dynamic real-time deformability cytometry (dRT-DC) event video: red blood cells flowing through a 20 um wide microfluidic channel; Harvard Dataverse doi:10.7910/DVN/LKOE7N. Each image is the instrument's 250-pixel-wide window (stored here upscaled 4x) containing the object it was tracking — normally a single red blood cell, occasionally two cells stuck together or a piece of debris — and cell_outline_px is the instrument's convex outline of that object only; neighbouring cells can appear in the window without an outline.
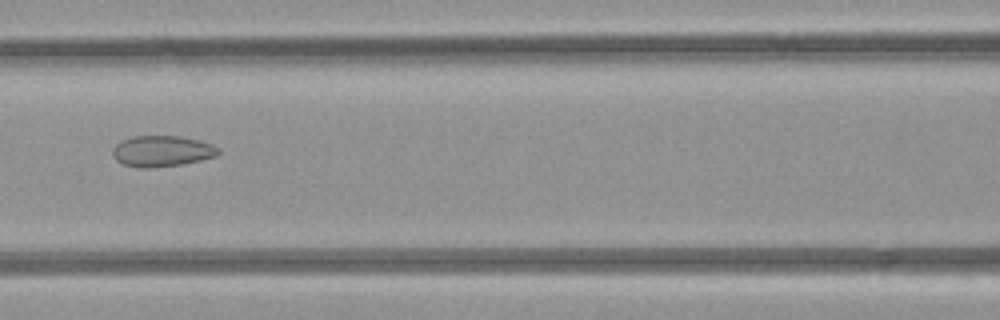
{"species": "common noctule bat (a hibernating species)", "species_latin": "Nyctalus noctula", "temperature_condition": "room temperature", "stored_images_in_passage": 11, "camera_frame_rate_fps": 3000, "um_per_image_px": 0.085, "animal": {"sex": "female", "body_mass_g": 21.9}, "frame": {"image": 1, "passage_image": 10, "time_ms": 11.0, "image_size_px": [1000, 320], "cell_outline_px": [[220, 152], [216, 156], [200, 160], [180, 164], [148, 168], [140, 168], [124, 164], [116, 160], [112, 156], [112, 148], [116, 144], [132, 136], [180, 136], [200, 140], [212, 144], [220, 148]], "centroid_in_image_um": [13.77, 12.84], "position_along_channel_um": 152.8, "area_um2": 19.07}}
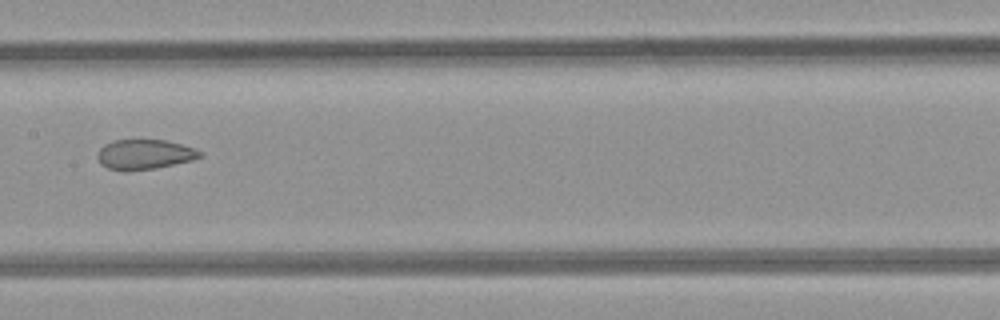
{"frame": {"image": 2, "passage_image": 11, "time_ms": 12.0, "image_size_px": [1000, 320], "cell_outline_px": [[200, 156], [192, 160], [156, 168], [128, 172], [120, 172], [108, 168], [100, 164], [96, 156], [100, 148], [104, 144], [112, 140], [164, 140], [196, 148], [200, 152]], "centroid_in_image_um": [12.21, 13.14], "position_along_channel_um": 195.2, "area_um2": 18.03}}